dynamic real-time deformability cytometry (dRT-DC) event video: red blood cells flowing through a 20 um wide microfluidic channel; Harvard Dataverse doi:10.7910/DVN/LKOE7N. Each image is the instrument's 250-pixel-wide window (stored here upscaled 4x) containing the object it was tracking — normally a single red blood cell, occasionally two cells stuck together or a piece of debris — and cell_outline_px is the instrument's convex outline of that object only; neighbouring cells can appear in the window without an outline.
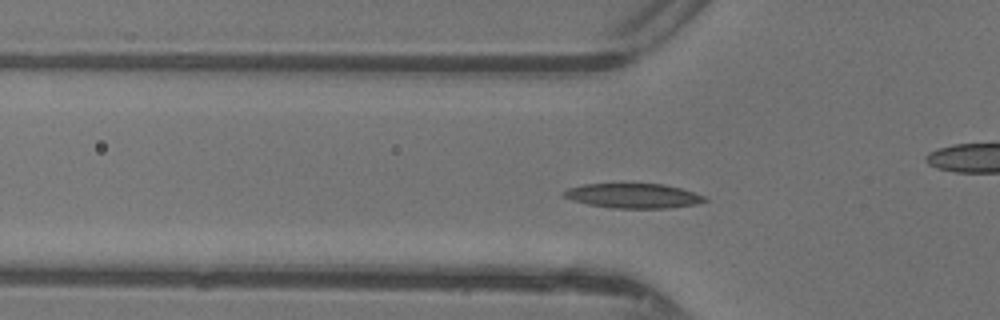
{"species": "common noctule bat (a hibernating species)", "species_latin": "Nyctalus noctula", "temperature_condition": "warm", "stored_images_in_passage": 44, "camera_frame_rate_fps": 3000, "um_per_image_px": 0.085, "animal": {"sex": "female"}, "frame": {"image": 1, "passage_image": 12, "time_ms": 3.667, "image_size_px": [1000, 320], "cell_outline_px": [[708, 200], [696, 204], [668, 208], [612, 208], [588, 204], [572, 200], [564, 196], [560, 192], [568, 188], [584, 184], [664, 184], [680, 188], [704, 196]], "centroid_in_image_um": [53.8, 16.64], "position_along_channel_um": 72.0, "area_um2": 20.11}}
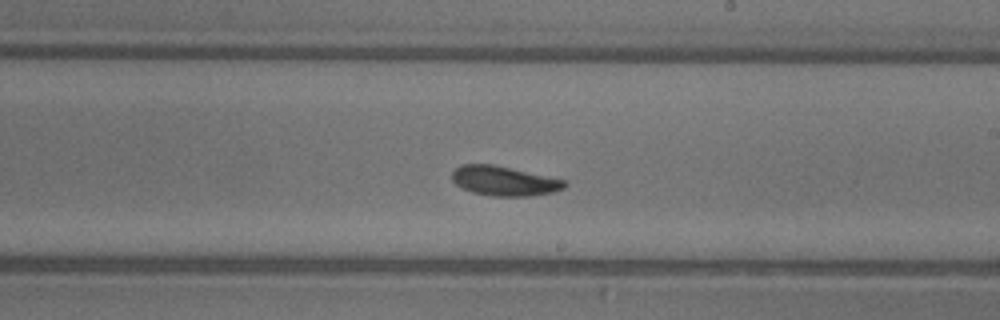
{"frame": {"image": 2, "passage_image": 24, "time_ms": 7.667, "image_size_px": [1000, 320], "cell_outline_px": [[568, 184], [564, 188], [552, 192], [528, 196], [492, 196], [472, 192], [460, 188], [452, 180], [452, 172], [460, 164], [496, 164], [564, 180]], "centroid_in_image_um": [42.81, 15.37], "position_along_channel_um": 246.2, "area_um2": 19.48}}
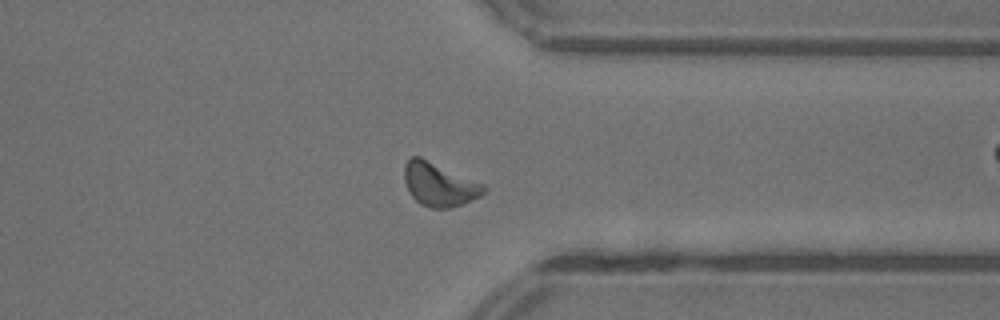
{"frame": {"image": 3, "passage_image": 33, "time_ms": 10.667, "image_size_px": [1000, 320], "cell_outline_px": [[488, 188], [480, 196], [464, 204], [448, 208], [432, 208], [420, 204], [408, 192], [404, 180], [404, 164], [412, 156], [420, 156], [484, 184]], "centroid_in_image_um": [37.33, 15.68], "position_along_channel_um": 374.1, "area_um2": 20.23}, "authors_computed_cell_mechanics": {"area_um2": 19.1607, "velocity_mm_per_s": 4.3395, "shape_relaxation_time_tau1_ms": 3.3002, "shape_relaxation_time_tau2_ms": 4.8096, "deformation_change_tau1": 0.1224, "deformation_change_tau2": 0.1187}}